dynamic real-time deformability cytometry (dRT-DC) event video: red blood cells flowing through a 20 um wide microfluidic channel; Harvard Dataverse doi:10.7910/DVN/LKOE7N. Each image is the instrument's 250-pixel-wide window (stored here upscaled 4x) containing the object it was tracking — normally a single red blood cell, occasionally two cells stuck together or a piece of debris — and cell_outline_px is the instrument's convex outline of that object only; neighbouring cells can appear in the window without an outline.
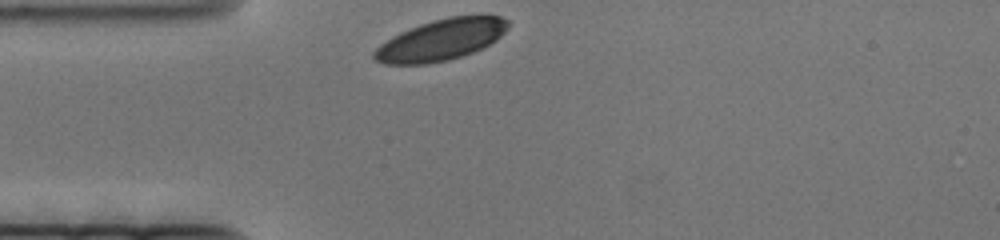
{"species": "human", "species_latin": "Homo sapiens", "temperature_condition": "cold", "stored_images_in_passage": 45, "camera_frame_rate_fps": 3000, "um_per_image_px": 0.085, "donor": {"sex": "female"}, "frame": {"image": 1, "passage_image": 1, "time_ms": 0.0, "image_size_px": [1000, 240], "cell_outline_px": [[508, 28], [496, 40], [472, 52], [448, 60], [428, 64], [384, 64], [376, 60], [372, 56], [372, 52], [380, 44], [392, 36], [400, 32], [420, 24], [432, 20], [448, 16], [500, 16], [508, 20]], "centroid_in_image_um": [37.44, 3.39], "position_along_channel_um": 47.6, "area_um2": 31.91}}
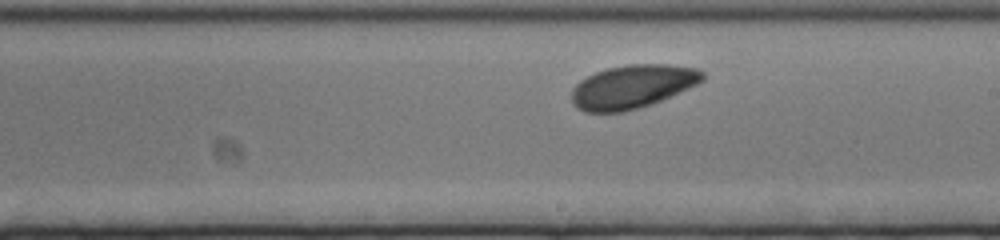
{"frame": {"image": 2, "passage_image": 26, "time_ms": 8.333, "image_size_px": [1000, 240], "cell_outline_px": [[704, 80], [688, 88], [652, 104], [624, 112], [584, 112], [576, 108], [572, 104], [572, 88], [580, 80], [596, 72], [608, 68], [628, 64], [668, 64], [696, 68], [704, 72]], "centroid_in_image_um": [53.73, 7.37], "position_along_channel_um": 235.3, "area_um2": 33.18}}
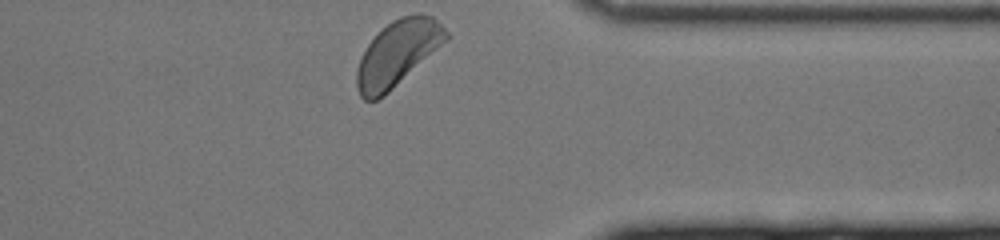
{"frame": {"image": 3, "passage_image": 45, "time_ms": 14.667, "image_size_px": [1000, 240], "cell_outline_px": [[452, 36], [448, 40], [384, 96], [376, 100], [364, 100], [360, 96], [356, 88], [356, 72], [360, 60], [368, 44], [392, 20], [400, 16], [420, 12], [432, 16]], "centroid_in_image_um": [33.81, 4.53], "position_along_channel_um": 377.6, "area_um2": 33.87}}